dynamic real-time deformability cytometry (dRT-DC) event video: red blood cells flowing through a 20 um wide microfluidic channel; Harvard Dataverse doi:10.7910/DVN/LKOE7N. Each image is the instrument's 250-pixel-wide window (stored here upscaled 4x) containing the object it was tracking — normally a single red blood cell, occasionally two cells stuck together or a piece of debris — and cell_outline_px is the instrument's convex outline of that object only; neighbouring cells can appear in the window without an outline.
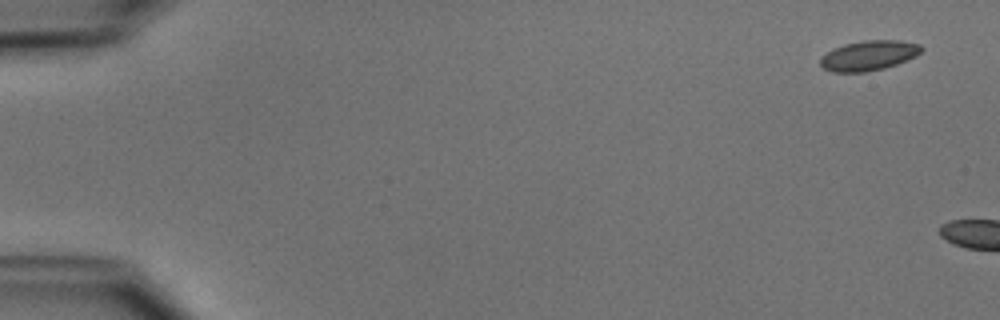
{"species": "common noctule bat (a hibernating species)", "species_latin": "Nyctalus noctula", "temperature_condition": "cold", "stored_images_in_passage": 4, "camera_frame_rate_fps": 3000, "um_per_image_px": 0.085, "animal": {"sex": "male", "body_mass_g": 15.6}, "frame": {"image": 1, "passage_image": 1, "time_ms": 0.0, "image_size_px": [1000, 320], "cell_outline_px": [[924, 48], [916, 56], [896, 64], [884, 68], [864, 72], [832, 72], [824, 68], [820, 64], [820, 56], [832, 48], [844, 44], [864, 40], [900, 40], [920, 44]], "centroid_in_image_um": [73.82, 4.71], "position_along_channel_um": 11.2, "area_um2": 17.74}}